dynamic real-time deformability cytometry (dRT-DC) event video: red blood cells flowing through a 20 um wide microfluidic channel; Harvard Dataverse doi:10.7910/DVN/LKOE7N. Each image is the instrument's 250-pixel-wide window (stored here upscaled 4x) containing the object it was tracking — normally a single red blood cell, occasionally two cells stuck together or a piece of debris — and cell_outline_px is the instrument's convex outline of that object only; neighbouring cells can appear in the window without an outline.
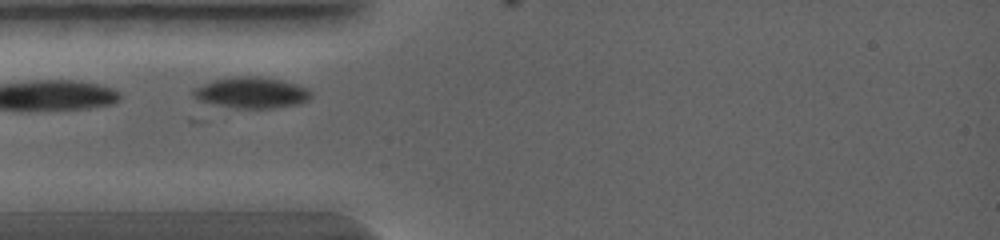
{"species": "common noctule bat (a hibernating species)", "species_latin": "Nyctalus noctula", "temperature_condition": "warm", "stored_images_in_passage": 8, "camera_frame_rate_fps": 5000, "um_per_image_px": 0.085, "animal": {"sex": "female", "body_mass_g": 19.0, "forearm_length_mm": 56.7}, "frame": {"image": 1, "passage_image": 5, "time_ms": 2.2, "image_size_px": [1000, 240], "cell_outline_px": [[312, 96], [308, 100], [300, 104], [276, 108], [236, 108], [216, 104], [200, 100], [192, 96], [192, 88], [212, 80], [236, 76], [256, 76], [280, 80], [296, 84], [308, 88], [312, 92]], "centroid_in_image_um": [21.4, 7.87], "position_along_channel_um": 63.6, "area_um2": 21.39}}